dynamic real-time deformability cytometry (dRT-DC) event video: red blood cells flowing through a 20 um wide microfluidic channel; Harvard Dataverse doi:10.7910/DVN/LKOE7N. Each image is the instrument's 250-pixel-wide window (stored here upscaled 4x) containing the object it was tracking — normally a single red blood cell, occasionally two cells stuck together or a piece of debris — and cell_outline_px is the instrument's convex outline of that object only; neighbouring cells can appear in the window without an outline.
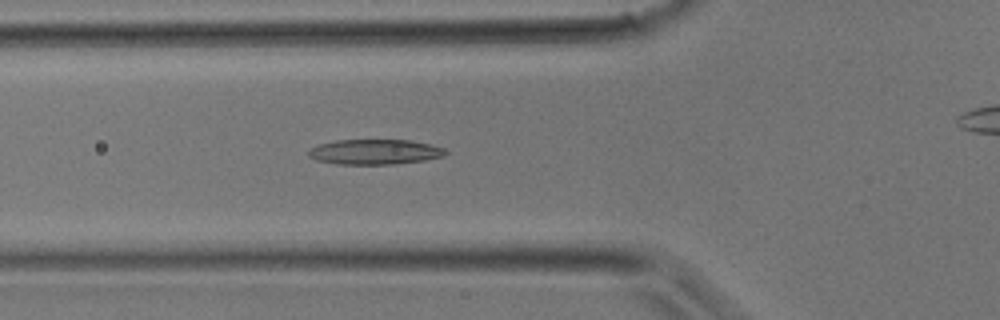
{"species": "common noctule bat (a hibernating species)", "species_latin": "Nyctalus noctula", "temperature_condition": "room temperature", "stored_images_in_passage": 36, "camera_frame_rate_fps": 3000, "um_per_image_px": 0.085, "animal": {"sex": "male", "body_mass_g": 17.9}, "frame": {"image": 1, "passage_image": 12, "time_ms": 3.667, "image_size_px": [1000, 320], "cell_outline_px": [[448, 152], [444, 156], [424, 160], [392, 164], [336, 164], [316, 160], [308, 156], [308, 148], [320, 144], [336, 140], [412, 140], [444, 148]], "centroid_in_image_um": [31.83, 12.91], "position_along_channel_um": 94.0, "area_um2": 20.06}}
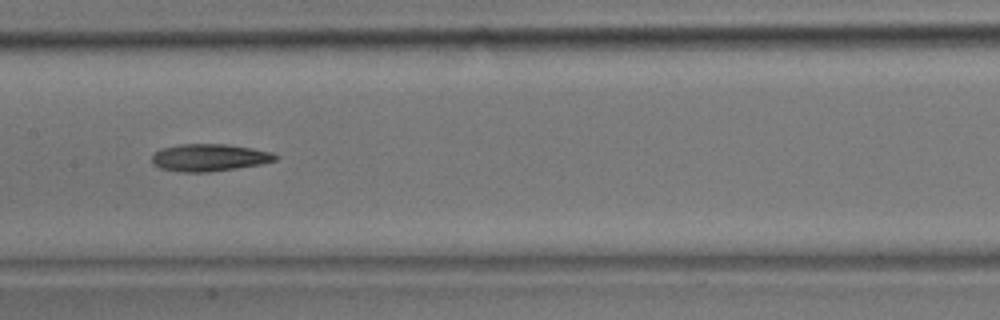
{"frame": {"image": 2, "passage_image": 17, "time_ms": 5.333, "image_size_px": [1000, 320], "cell_outline_px": [[280, 156], [276, 160], [260, 164], [236, 168], [208, 172], [180, 172], [160, 168], [152, 164], [152, 156], [160, 148], [180, 144], [224, 144], [252, 148], [272, 152]], "centroid_in_image_um": [17.78, 13.39], "position_along_channel_um": 189.6, "area_um2": 19.65}}
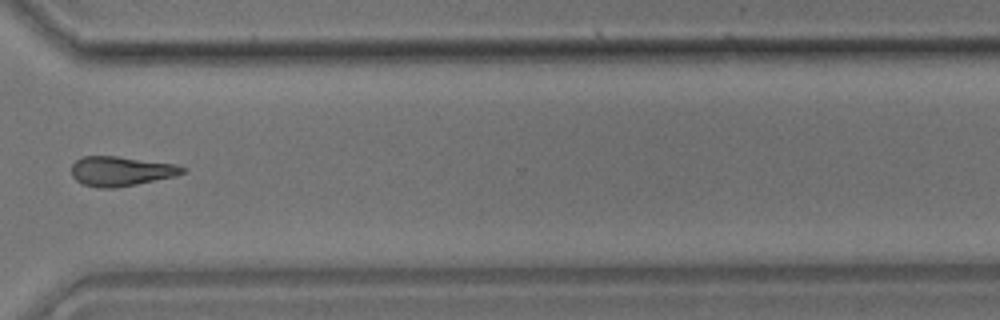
{"frame": {"image": 3, "passage_image": 26, "time_ms": 8.333, "image_size_px": [1000, 320], "cell_outline_px": [[188, 168], [184, 172], [176, 176], [116, 188], [96, 188], [84, 184], [76, 180], [72, 176], [72, 164], [76, 160], [84, 156], [116, 156], [176, 164]], "centroid_in_image_um": [10.29, 14.55], "position_along_channel_um": 360.3, "area_um2": 19.19}}